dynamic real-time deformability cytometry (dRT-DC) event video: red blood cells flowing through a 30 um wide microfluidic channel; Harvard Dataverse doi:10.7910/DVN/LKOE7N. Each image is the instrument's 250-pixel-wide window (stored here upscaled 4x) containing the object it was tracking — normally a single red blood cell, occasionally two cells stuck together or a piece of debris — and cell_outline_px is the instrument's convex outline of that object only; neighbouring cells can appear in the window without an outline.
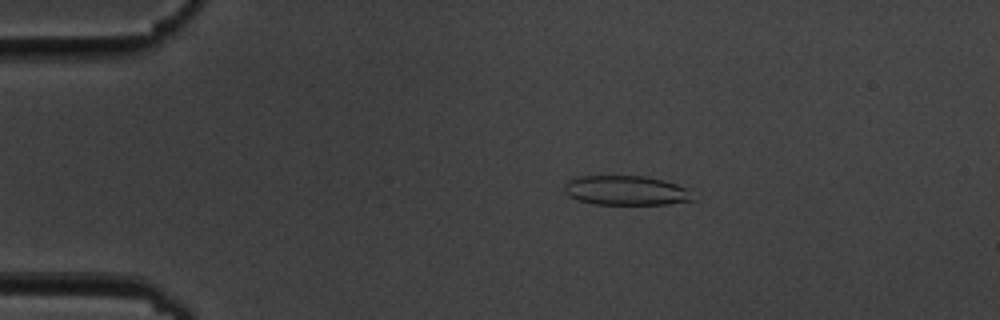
{"species": "common noctule bat (a hibernating species)", "species_latin": "Nyctalus noctula", "temperature_condition": "cold", "stored_images_in_passage": 56, "camera_frame_rate_fps": 3000, "um_per_image_px": 0.085, "animal": {"sex": "male", "body_mass_g": 19.5, "forearm_length_mm": 54.6}, "frame": {"image": 1, "passage_image": 11, "time_ms": 3.333, "image_size_px": [1000, 320], "cell_outline_px": [[696, 200], [668, 204], [596, 204], [580, 200], [568, 196], [564, 192], [564, 184], [568, 180], [576, 176], [644, 176], [664, 180], [676, 184], [684, 188]], "centroid_in_image_um": [53.17, 16.18], "position_along_channel_um": 31.8, "area_um2": 22.02}}
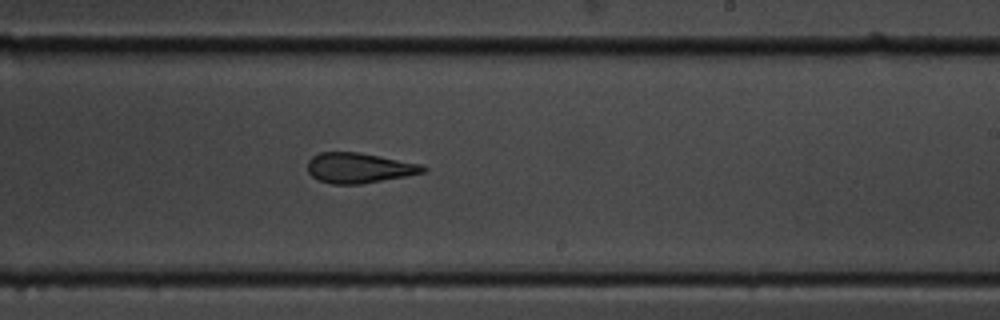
{"frame": {"image": 2, "passage_image": 34, "time_ms": 11.0, "image_size_px": [1000, 320], "cell_outline_px": [[428, 168], [424, 172], [404, 176], [360, 184], [332, 184], [320, 180], [312, 176], [308, 172], [308, 160], [312, 156], [320, 152], [360, 152], [424, 164]], "centroid_in_image_um": [30.53, 14.26], "position_along_channel_um": 258.5, "area_um2": 20.35}}
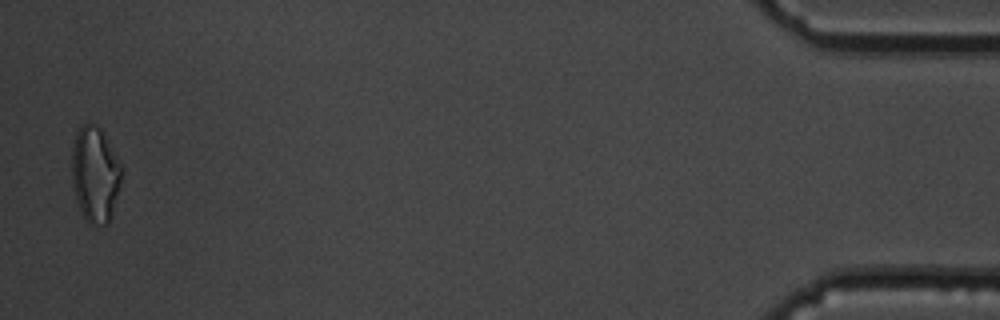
{"frame": {"image": 3, "passage_image": 55, "time_ms": 18.0, "image_size_px": [1000, 320], "cell_outline_px": [[120, 180], [112, 216], [108, 224], [88, 224], [76, 200], [72, 184], [72, 148], [76, 132], [84, 124], [96, 124], [100, 128], [120, 164]], "centroid_in_image_um": [8.05, 14.84], "position_along_channel_um": 427.1, "area_um2": 27.17}, "authors_computed_cell_mechanics": {"area_um2": 21.9062, "velocity_mm_per_s": 3.6261, "shape_relaxation_time_tau1_ms": 6.0072, "shape_relaxation_time_tau2_ms": 1.9957, "deformation_change_tau1": 0.1825, "deformation_change_tau2": 0.1166}}